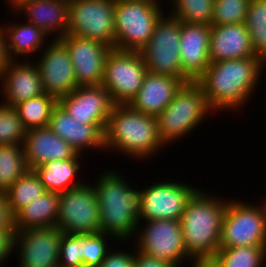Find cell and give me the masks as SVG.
I'll use <instances>...</instances> for the list:
<instances>
[{"label": "cell", "mask_w": 266, "mask_h": 267, "mask_svg": "<svg viewBox=\"0 0 266 267\" xmlns=\"http://www.w3.org/2000/svg\"><path fill=\"white\" fill-rule=\"evenodd\" d=\"M3 105L14 107L19 102L44 94L36 62L12 60L0 76Z\"/></svg>", "instance_id": "d6986e66"}, {"label": "cell", "mask_w": 266, "mask_h": 267, "mask_svg": "<svg viewBox=\"0 0 266 267\" xmlns=\"http://www.w3.org/2000/svg\"><path fill=\"white\" fill-rule=\"evenodd\" d=\"M56 226L67 234L101 232L100 209L92 185L85 182L59 194Z\"/></svg>", "instance_id": "7c38bea8"}, {"label": "cell", "mask_w": 266, "mask_h": 267, "mask_svg": "<svg viewBox=\"0 0 266 267\" xmlns=\"http://www.w3.org/2000/svg\"><path fill=\"white\" fill-rule=\"evenodd\" d=\"M250 0H215L211 26L245 23Z\"/></svg>", "instance_id": "e575fe53"}, {"label": "cell", "mask_w": 266, "mask_h": 267, "mask_svg": "<svg viewBox=\"0 0 266 267\" xmlns=\"http://www.w3.org/2000/svg\"><path fill=\"white\" fill-rule=\"evenodd\" d=\"M62 234L57 226L16 231L14 251L19 254V267H59Z\"/></svg>", "instance_id": "5bb4252c"}, {"label": "cell", "mask_w": 266, "mask_h": 267, "mask_svg": "<svg viewBox=\"0 0 266 267\" xmlns=\"http://www.w3.org/2000/svg\"><path fill=\"white\" fill-rule=\"evenodd\" d=\"M49 128L69 143L79 154H83L84 150L91 148L93 151L95 149L104 151L105 149L104 131L97 124L76 122L59 104L52 110Z\"/></svg>", "instance_id": "44dd1931"}, {"label": "cell", "mask_w": 266, "mask_h": 267, "mask_svg": "<svg viewBox=\"0 0 266 267\" xmlns=\"http://www.w3.org/2000/svg\"><path fill=\"white\" fill-rule=\"evenodd\" d=\"M265 67H266V58H264L263 60H262V69L264 68L265 69ZM266 101V100H265Z\"/></svg>", "instance_id": "bcb514c9"}, {"label": "cell", "mask_w": 266, "mask_h": 267, "mask_svg": "<svg viewBox=\"0 0 266 267\" xmlns=\"http://www.w3.org/2000/svg\"><path fill=\"white\" fill-rule=\"evenodd\" d=\"M212 259L218 267H262L266 263V247L219 248Z\"/></svg>", "instance_id": "4dcf8cb0"}, {"label": "cell", "mask_w": 266, "mask_h": 267, "mask_svg": "<svg viewBox=\"0 0 266 267\" xmlns=\"http://www.w3.org/2000/svg\"><path fill=\"white\" fill-rule=\"evenodd\" d=\"M214 3L215 0H170V15L184 23L211 25Z\"/></svg>", "instance_id": "d6a6232c"}, {"label": "cell", "mask_w": 266, "mask_h": 267, "mask_svg": "<svg viewBox=\"0 0 266 267\" xmlns=\"http://www.w3.org/2000/svg\"><path fill=\"white\" fill-rule=\"evenodd\" d=\"M245 23L211 26L210 62L254 57Z\"/></svg>", "instance_id": "603a6c76"}, {"label": "cell", "mask_w": 266, "mask_h": 267, "mask_svg": "<svg viewBox=\"0 0 266 267\" xmlns=\"http://www.w3.org/2000/svg\"><path fill=\"white\" fill-rule=\"evenodd\" d=\"M11 6L10 8L13 9V11H15L19 6H21L22 4H24L25 2H29V1H34V0H7Z\"/></svg>", "instance_id": "ee69618b"}, {"label": "cell", "mask_w": 266, "mask_h": 267, "mask_svg": "<svg viewBox=\"0 0 266 267\" xmlns=\"http://www.w3.org/2000/svg\"><path fill=\"white\" fill-rule=\"evenodd\" d=\"M15 231L13 227V216L9 211L6 199L0 194V232Z\"/></svg>", "instance_id": "60d3db41"}, {"label": "cell", "mask_w": 266, "mask_h": 267, "mask_svg": "<svg viewBox=\"0 0 266 267\" xmlns=\"http://www.w3.org/2000/svg\"><path fill=\"white\" fill-rule=\"evenodd\" d=\"M0 29L4 32L11 60H16L18 56L25 59L26 56L28 58L42 50V46L44 49V43L49 36L32 23H21L20 20L16 24L9 23L7 27L0 25Z\"/></svg>", "instance_id": "484cf974"}, {"label": "cell", "mask_w": 266, "mask_h": 267, "mask_svg": "<svg viewBox=\"0 0 266 267\" xmlns=\"http://www.w3.org/2000/svg\"><path fill=\"white\" fill-rule=\"evenodd\" d=\"M135 252L109 250L99 267H134Z\"/></svg>", "instance_id": "74e56055"}, {"label": "cell", "mask_w": 266, "mask_h": 267, "mask_svg": "<svg viewBox=\"0 0 266 267\" xmlns=\"http://www.w3.org/2000/svg\"><path fill=\"white\" fill-rule=\"evenodd\" d=\"M138 223L136 249L140 252L179 267L183 260H192L184 245L180 220L159 219ZM141 227V228H140ZM144 227V228H143ZM139 234V235H138Z\"/></svg>", "instance_id": "8fae6325"}, {"label": "cell", "mask_w": 266, "mask_h": 267, "mask_svg": "<svg viewBox=\"0 0 266 267\" xmlns=\"http://www.w3.org/2000/svg\"><path fill=\"white\" fill-rule=\"evenodd\" d=\"M263 71L258 56L216 61L197 82L213 112L231 108L235 111L254 95Z\"/></svg>", "instance_id": "6da1fadb"}, {"label": "cell", "mask_w": 266, "mask_h": 267, "mask_svg": "<svg viewBox=\"0 0 266 267\" xmlns=\"http://www.w3.org/2000/svg\"><path fill=\"white\" fill-rule=\"evenodd\" d=\"M68 8L69 0H34L19 6L15 13H24L27 22L48 35L55 32L54 39H60L68 31Z\"/></svg>", "instance_id": "cb8c5ba5"}, {"label": "cell", "mask_w": 266, "mask_h": 267, "mask_svg": "<svg viewBox=\"0 0 266 267\" xmlns=\"http://www.w3.org/2000/svg\"><path fill=\"white\" fill-rule=\"evenodd\" d=\"M253 52L266 58V0H250L245 20Z\"/></svg>", "instance_id": "1f68e13d"}, {"label": "cell", "mask_w": 266, "mask_h": 267, "mask_svg": "<svg viewBox=\"0 0 266 267\" xmlns=\"http://www.w3.org/2000/svg\"><path fill=\"white\" fill-rule=\"evenodd\" d=\"M210 195L198 189L187 202L180 219L184 245L192 259H212L219 250L228 199Z\"/></svg>", "instance_id": "277c9868"}, {"label": "cell", "mask_w": 266, "mask_h": 267, "mask_svg": "<svg viewBox=\"0 0 266 267\" xmlns=\"http://www.w3.org/2000/svg\"><path fill=\"white\" fill-rule=\"evenodd\" d=\"M211 25L181 22L180 59L182 72L190 81H197L210 65Z\"/></svg>", "instance_id": "ac0fdd59"}, {"label": "cell", "mask_w": 266, "mask_h": 267, "mask_svg": "<svg viewBox=\"0 0 266 267\" xmlns=\"http://www.w3.org/2000/svg\"><path fill=\"white\" fill-rule=\"evenodd\" d=\"M16 231L0 232V266H2L8 257L14 254V240ZM5 260V261H4Z\"/></svg>", "instance_id": "f35d334b"}, {"label": "cell", "mask_w": 266, "mask_h": 267, "mask_svg": "<svg viewBox=\"0 0 266 267\" xmlns=\"http://www.w3.org/2000/svg\"><path fill=\"white\" fill-rule=\"evenodd\" d=\"M81 168L79 158L52 160L33 169L46 191L62 193L83 184L74 181Z\"/></svg>", "instance_id": "4316f807"}, {"label": "cell", "mask_w": 266, "mask_h": 267, "mask_svg": "<svg viewBox=\"0 0 266 267\" xmlns=\"http://www.w3.org/2000/svg\"><path fill=\"white\" fill-rule=\"evenodd\" d=\"M26 131L17 110L0 104V145H22Z\"/></svg>", "instance_id": "836d02e7"}, {"label": "cell", "mask_w": 266, "mask_h": 267, "mask_svg": "<svg viewBox=\"0 0 266 267\" xmlns=\"http://www.w3.org/2000/svg\"><path fill=\"white\" fill-rule=\"evenodd\" d=\"M182 84L178 78L147 72L137 95L128 105L135 111L157 117L172 102Z\"/></svg>", "instance_id": "7402d4cb"}, {"label": "cell", "mask_w": 266, "mask_h": 267, "mask_svg": "<svg viewBox=\"0 0 266 267\" xmlns=\"http://www.w3.org/2000/svg\"><path fill=\"white\" fill-rule=\"evenodd\" d=\"M28 170L22 145H0V194Z\"/></svg>", "instance_id": "f546056e"}, {"label": "cell", "mask_w": 266, "mask_h": 267, "mask_svg": "<svg viewBox=\"0 0 266 267\" xmlns=\"http://www.w3.org/2000/svg\"><path fill=\"white\" fill-rule=\"evenodd\" d=\"M22 146L29 170L52 160L81 159V154L57 136L49 126L28 129Z\"/></svg>", "instance_id": "ffe728a7"}, {"label": "cell", "mask_w": 266, "mask_h": 267, "mask_svg": "<svg viewBox=\"0 0 266 267\" xmlns=\"http://www.w3.org/2000/svg\"><path fill=\"white\" fill-rule=\"evenodd\" d=\"M115 1L69 0L68 31L115 48Z\"/></svg>", "instance_id": "30bf717a"}, {"label": "cell", "mask_w": 266, "mask_h": 267, "mask_svg": "<svg viewBox=\"0 0 266 267\" xmlns=\"http://www.w3.org/2000/svg\"><path fill=\"white\" fill-rule=\"evenodd\" d=\"M190 262H193V267H218L213 259H192Z\"/></svg>", "instance_id": "7bdbcfd3"}, {"label": "cell", "mask_w": 266, "mask_h": 267, "mask_svg": "<svg viewBox=\"0 0 266 267\" xmlns=\"http://www.w3.org/2000/svg\"><path fill=\"white\" fill-rule=\"evenodd\" d=\"M102 173L92 185L100 209V230L117 241L125 242L134 238L137 231L140 188H132L131 182H127L119 171L106 169Z\"/></svg>", "instance_id": "7a4b0ae2"}, {"label": "cell", "mask_w": 266, "mask_h": 267, "mask_svg": "<svg viewBox=\"0 0 266 267\" xmlns=\"http://www.w3.org/2000/svg\"><path fill=\"white\" fill-rule=\"evenodd\" d=\"M135 252L134 267H174L166 261L150 257L137 249H135Z\"/></svg>", "instance_id": "ab89813d"}, {"label": "cell", "mask_w": 266, "mask_h": 267, "mask_svg": "<svg viewBox=\"0 0 266 267\" xmlns=\"http://www.w3.org/2000/svg\"><path fill=\"white\" fill-rule=\"evenodd\" d=\"M11 61L4 32L0 29V76Z\"/></svg>", "instance_id": "b9f144b4"}, {"label": "cell", "mask_w": 266, "mask_h": 267, "mask_svg": "<svg viewBox=\"0 0 266 267\" xmlns=\"http://www.w3.org/2000/svg\"><path fill=\"white\" fill-rule=\"evenodd\" d=\"M86 240L85 233H63L59 249V267H82V246Z\"/></svg>", "instance_id": "d590c367"}, {"label": "cell", "mask_w": 266, "mask_h": 267, "mask_svg": "<svg viewBox=\"0 0 266 267\" xmlns=\"http://www.w3.org/2000/svg\"><path fill=\"white\" fill-rule=\"evenodd\" d=\"M108 237L117 241L112 235L96 232L87 233V240L82 246V262L85 267H99L106 254L110 250L108 247ZM109 248V249H108Z\"/></svg>", "instance_id": "8d00e7d4"}, {"label": "cell", "mask_w": 266, "mask_h": 267, "mask_svg": "<svg viewBox=\"0 0 266 267\" xmlns=\"http://www.w3.org/2000/svg\"><path fill=\"white\" fill-rule=\"evenodd\" d=\"M68 49L74 66L77 86L101 85L109 46L72 34L59 39Z\"/></svg>", "instance_id": "e0dca14e"}, {"label": "cell", "mask_w": 266, "mask_h": 267, "mask_svg": "<svg viewBox=\"0 0 266 267\" xmlns=\"http://www.w3.org/2000/svg\"><path fill=\"white\" fill-rule=\"evenodd\" d=\"M198 189L182 182L160 180L140 189L139 222L159 219L180 220L187 202Z\"/></svg>", "instance_id": "4fadbf2b"}, {"label": "cell", "mask_w": 266, "mask_h": 267, "mask_svg": "<svg viewBox=\"0 0 266 267\" xmlns=\"http://www.w3.org/2000/svg\"><path fill=\"white\" fill-rule=\"evenodd\" d=\"M45 191L44 185L35 172L28 170L3 195L11 215L14 216L21 208L43 195Z\"/></svg>", "instance_id": "f1b7e54d"}, {"label": "cell", "mask_w": 266, "mask_h": 267, "mask_svg": "<svg viewBox=\"0 0 266 267\" xmlns=\"http://www.w3.org/2000/svg\"><path fill=\"white\" fill-rule=\"evenodd\" d=\"M58 207L59 193L45 191L43 195L21 208L13 216L14 230L56 226Z\"/></svg>", "instance_id": "d4e9b609"}, {"label": "cell", "mask_w": 266, "mask_h": 267, "mask_svg": "<svg viewBox=\"0 0 266 267\" xmlns=\"http://www.w3.org/2000/svg\"><path fill=\"white\" fill-rule=\"evenodd\" d=\"M58 104L80 124H97L105 131L114 103L102 86H79L58 99Z\"/></svg>", "instance_id": "2e32d148"}, {"label": "cell", "mask_w": 266, "mask_h": 267, "mask_svg": "<svg viewBox=\"0 0 266 267\" xmlns=\"http://www.w3.org/2000/svg\"><path fill=\"white\" fill-rule=\"evenodd\" d=\"M147 72L140 52L113 48L105 61L101 85L115 105H127L137 95Z\"/></svg>", "instance_id": "ba28073f"}, {"label": "cell", "mask_w": 266, "mask_h": 267, "mask_svg": "<svg viewBox=\"0 0 266 267\" xmlns=\"http://www.w3.org/2000/svg\"><path fill=\"white\" fill-rule=\"evenodd\" d=\"M158 0L115 1V49L141 51L165 13ZM163 10V11H162Z\"/></svg>", "instance_id": "8992f818"}, {"label": "cell", "mask_w": 266, "mask_h": 267, "mask_svg": "<svg viewBox=\"0 0 266 267\" xmlns=\"http://www.w3.org/2000/svg\"><path fill=\"white\" fill-rule=\"evenodd\" d=\"M240 246L266 247V225L259 205L228 200L222 220L219 248Z\"/></svg>", "instance_id": "9c48e42d"}, {"label": "cell", "mask_w": 266, "mask_h": 267, "mask_svg": "<svg viewBox=\"0 0 266 267\" xmlns=\"http://www.w3.org/2000/svg\"><path fill=\"white\" fill-rule=\"evenodd\" d=\"M165 15L157 21L149 42L139 52L148 72L171 76L187 83L190 80L182 72L179 53L181 21L170 13Z\"/></svg>", "instance_id": "52a82bcc"}, {"label": "cell", "mask_w": 266, "mask_h": 267, "mask_svg": "<svg viewBox=\"0 0 266 267\" xmlns=\"http://www.w3.org/2000/svg\"><path fill=\"white\" fill-rule=\"evenodd\" d=\"M266 199V198H265ZM261 209L263 211L264 214V219H265V225H266V200L263 202V204L260 205Z\"/></svg>", "instance_id": "f6af8a7d"}, {"label": "cell", "mask_w": 266, "mask_h": 267, "mask_svg": "<svg viewBox=\"0 0 266 267\" xmlns=\"http://www.w3.org/2000/svg\"><path fill=\"white\" fill-rule=\"evenodd\" d=\"M58 100L49 95L41 94L37 97L19 102L14 106L24 127L28 129L48 127L52 110Z\"/></svg>", "instance_id": "83f0119b"}, {"label": "cell", "mask_w": 266, "mask_h": 267, "mask_svg": "<svg viewBox=\"0 0 266 267\" xmlns=\"http://www.w3.org/2000/svg\"><path fill=\"white\" fill-rule=\"evenodd\" d=\"M213 110L197 81L183 83L172 102L156 117L158 134L167 146L185 137Z\"/></svg>", "instance_id": "5b68a950"}, {"label": "cell", "mask_w": 266, "mask_h": 267, "mask_svg": "<svg viewBox=\"0 0 266 267\" xmlns=\"http://www.w3.org/2000/svg\"><path fill=\"white\" fill-rule=\"evenodd\" d=\"M45 46L36 64L44 92L58 100L78 87L74 66L67 47L59 39H52Z\"/></svg>", "instance_id": "9a60e30c"}, {"label": "cell", "mask_w": 266, "mask_h": 267, "mask_svg": "<svg viewBox=\"0 0 266 267\" xmlns=\"http://www.w3.org/2000/svg\"><path fill=\"white\" fill-rule=\"evenodd\" d=\"M165 146L156 117L135 111L128 104L114 105L104 131L105 150L122 152L132 160H147Z\"/></svg>", "instance_id": "3957f363"}]
</instances>
